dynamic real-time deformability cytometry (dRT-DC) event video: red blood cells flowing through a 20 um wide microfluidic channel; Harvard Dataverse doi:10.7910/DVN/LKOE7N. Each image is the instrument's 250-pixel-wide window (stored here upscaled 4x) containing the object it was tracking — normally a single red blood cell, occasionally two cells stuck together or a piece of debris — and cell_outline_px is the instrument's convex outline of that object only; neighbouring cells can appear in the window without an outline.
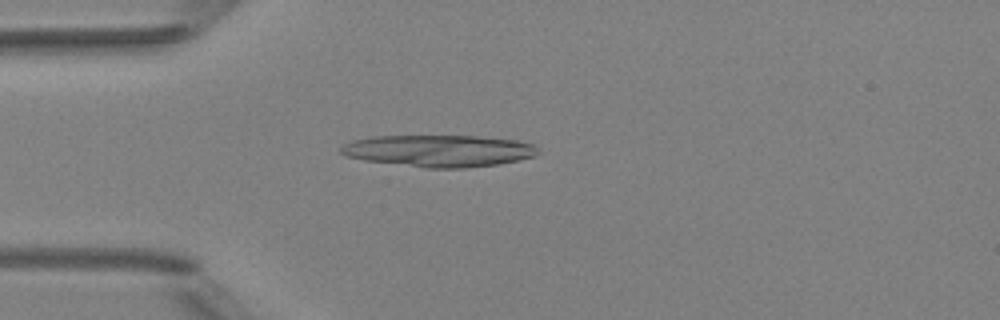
{"species": "Egyptian fruit bat (a non-hibernating species)", "species_latin": "Rousettus aegyptiacus", "temperature_condition": "room temperature", "stored_images_in_passage": 4, "camera_frame_rate_fps": 3000, "um_per_image_px": 0.085, "animal": {"sex": "female"}, "frame": {"image": 1, "passage_image": 4, "time_ms": 3.333, "image_size_px": [1000, 320], "cell_outline_px": [[540, 152], [536, 156], [520, 160], [500, 164], [464, 168], [428, 168], [364, 160], [344, 156], [340, 152], [340, 148], [344, 144], [352, 140], [372, 136], [476, 136], [516, 140], [532, 144], [540, 148]], "centroid_in_image_um": [37.33, 12.82], "position_along_channel_um": 47.7, "area_um2": 36.82}}